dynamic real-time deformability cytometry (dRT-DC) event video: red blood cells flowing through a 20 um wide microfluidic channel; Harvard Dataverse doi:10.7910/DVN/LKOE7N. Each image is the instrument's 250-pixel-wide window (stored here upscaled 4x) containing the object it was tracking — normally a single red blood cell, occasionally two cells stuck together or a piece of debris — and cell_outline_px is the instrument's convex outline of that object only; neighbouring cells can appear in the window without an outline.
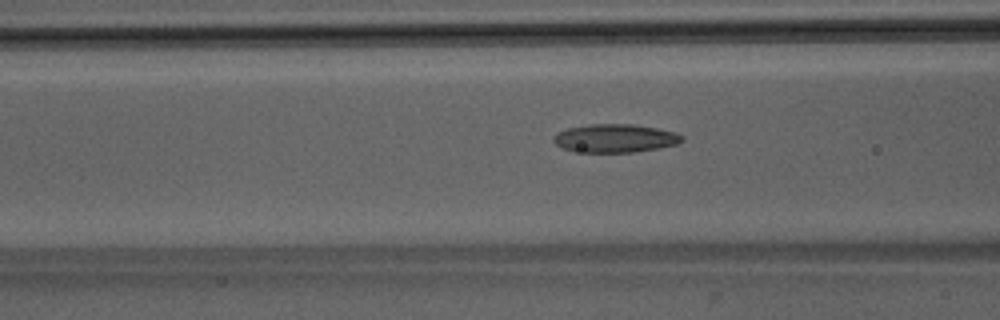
{"species": "Egyptian fruit bat (a non-hibernating species)", "species_latin": "Rousettus aegyptiacus", "temperature_condition": "room temperature", "stored_images_in_passage": 52, "camera_frame_rate_fps": 3000, "um_per_image_px": 0.085, "animal": {"sex": "male"}, "frame": {"image": 1, "passage_image": 21, "time_ms": 6.667, "image_size_px": [1000, 320], "cell_outline_px": [[684, 140], [676, 144], [660, 148], [636, 152], [584, 152], [564, 148], [556, 144], [552, 140], [552, 136], [556, 132], [568, 128], [588, 124], [632, 124], [656, 128], [676, 132], [684, 136]], "centroid_in_image_um": [52.29, 11.75], "position_along_channel_um": 114.3, "area_um2": 21.27}}
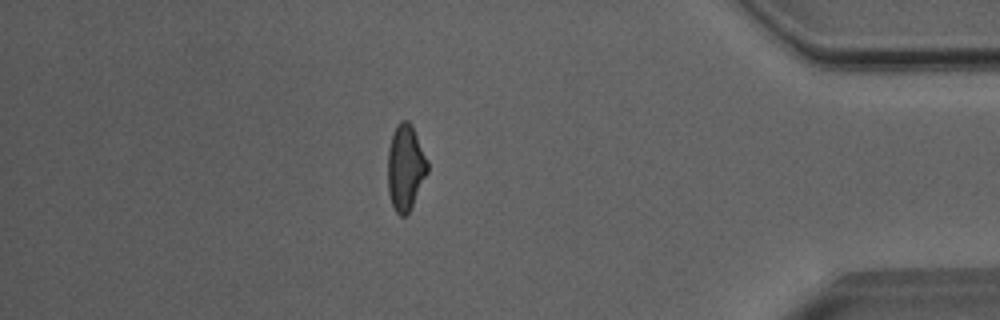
{"frame": {"image": 2, "passage_image": 45, "time_ms": 14.667, "image_size_px": [1000, 320], "cell_outline_px": [[428, 172], [408, 212], [404, 216], [400, 216], [392, 208], [388, 192], [388, 148], [396, 124], [400, 120], [408, 120], [412, 124], [428, 160]], "centroid_in_image_um": [34.46, 14.2], "position_along_channel_um": 400.7, "area_um2": 19.94}}
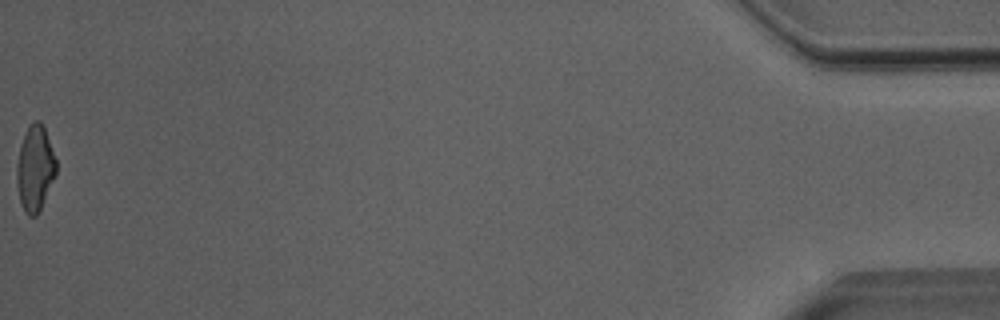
{"frame": {"image": 3, "passage_image": 52, "time_ms": 17.0, "image_size_px": [1000, 320], "cell_outline_px": [[56, 176], [36, 216], [28, 216], [24, 212], [20, 204], [16, 180], [16, 164], [20, 144], [28, 124], [36, 120], [40, 120], [44, 128], [56, 160]], "centroid_in_image_um": [2.95, 14.31], "position_along_channel_um": 432.3, "area_um2": 19.77}, "authors_computed_cell_mechanics": {"area_um2": 20.3456, "velocity_mm_per_s": 4.0574, "shape_relaxation_time_tau1_ms": 4.3794, "shape_relaxation_time_tau2_ms": 1.9737, "deformation_change_tau1": 0.1781, "deformation_change_tau2": 0.1091}}